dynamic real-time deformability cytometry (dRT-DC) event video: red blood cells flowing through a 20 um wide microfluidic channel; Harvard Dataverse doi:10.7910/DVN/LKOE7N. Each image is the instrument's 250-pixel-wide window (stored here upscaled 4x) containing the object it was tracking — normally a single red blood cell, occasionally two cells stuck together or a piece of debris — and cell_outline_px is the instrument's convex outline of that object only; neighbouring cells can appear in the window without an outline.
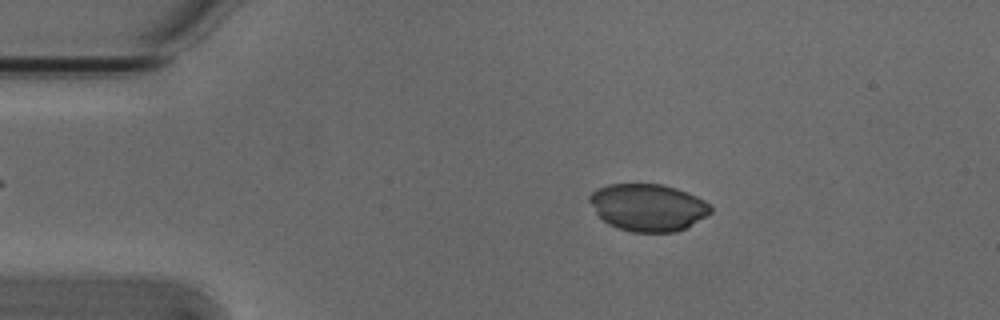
{"species": "Egyptian fruit bat (a non-hibernating species)", "species_latin": "Rousettus aegyptiacus", "temperature_condition": "cold", "stored_images_in_passage": 21, "camera_frame_rate_fps": 3000, "um_per_image_px": 0.085, "animal": {"sex": "male"}, "frame": {"image": 1, "passage_image": 3, "time_ms": 0.667, "image_size_px": [1000, 320], "cell_outline_px": [[712, 212], [692, 224], [676, 232], [632, 232], [616, 228], [608, 224], [596, 212], [588, 200], [588, 196], [592, 192], [608, 184], [660, 184], [676, 188], [688, 192], [704, 200], [712, 208]], "centroid_in_image_um": [55.07, 17.63], "position_along_channel_um": 29.9, "area_um2": 33.18}}
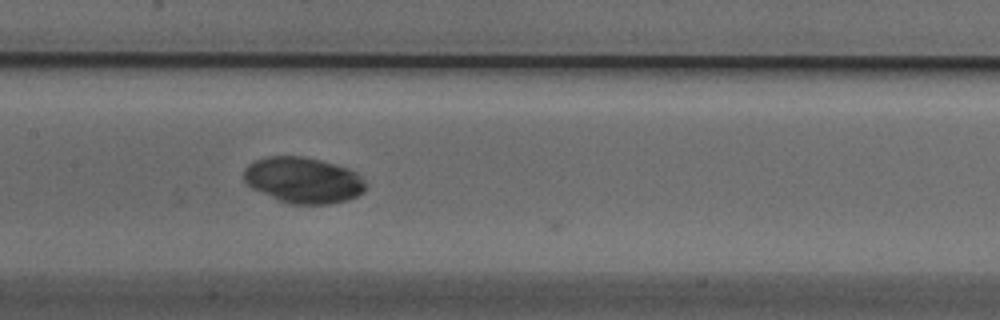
{"frame": {"image": 2, "passage_image": 19, "time_ms": 6.0, "image_size_px": [1000, 320], "cell_outline_px": [[364, 192], [348, 200], [328, 204], [292, 204], [276, 200], [252, 188], [244, 180], [244, 168], [248, 164], [256, 160], [268, 156], [304, 156], [320, 160], [348, 168], [356, 172], [364, 180]], "centroid_in_image_um": [25.76, 15.31], "position_along_channel_um": 181.6, "area_um2": 32.66}}